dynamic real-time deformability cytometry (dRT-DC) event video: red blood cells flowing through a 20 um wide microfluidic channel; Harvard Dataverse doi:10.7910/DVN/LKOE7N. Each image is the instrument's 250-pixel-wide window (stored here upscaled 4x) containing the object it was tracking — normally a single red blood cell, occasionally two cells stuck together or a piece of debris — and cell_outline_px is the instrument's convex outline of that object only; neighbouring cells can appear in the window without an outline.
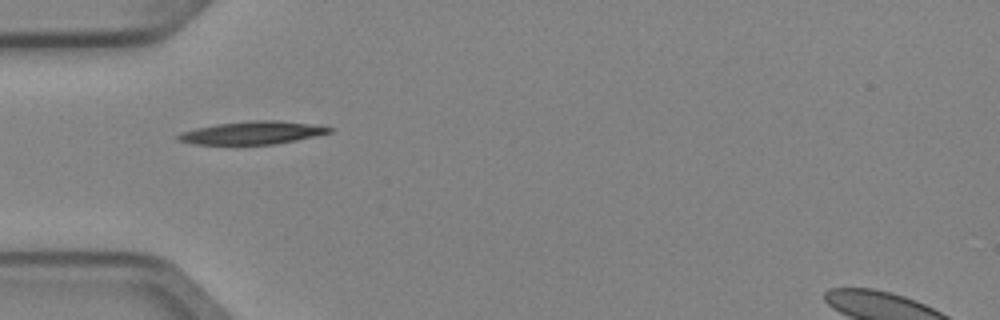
{"species": "Egyptian fruit bat (a non-hibernating species)", "species_latin": "Rousettus aegyptiacus", "temperature_condition": "cold", "stored_images_in_passage": 6, "segment_of_instrument_passage": [2, 2], "camera_frame_rate_fps": 3000, "um_per_image_px": 0.085, "animal": {"sex": "female"}, "frame": {"image": 1, "passage_image": 5, "time_ms": 1.333, "image_size_px": [1000, 320], "cell_outline_px": [[332, 132], [316, 136], [276, 144], [196, 144], [176, 140], [176, 136], [180, 132], [196, 128], [216, 124], [252, 120], [276, 120], [308, 124], [332, 128]], "centroid_in_image_um": [21.41, 11.29], "position_along_channel_um": 63.6, "area_um2": 20.0}}
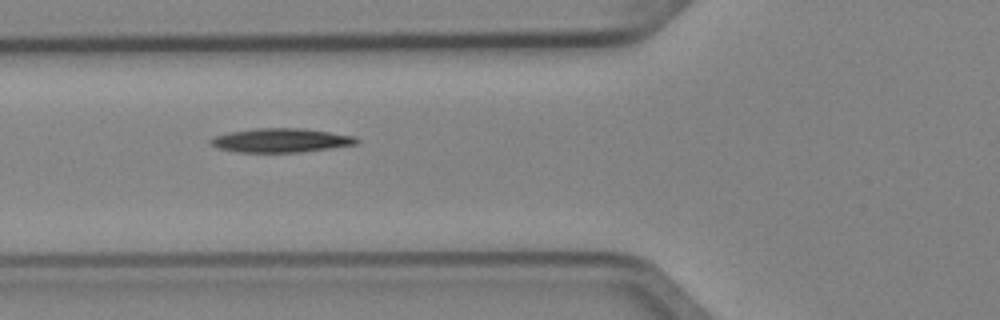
{"frame": {"image": 2, "passage_image": 6, "time_ms": 1.667, "image_size_px": [1000, 320], "cell_outline_px": [[360, 140], [356, 144], [300, 152], [236, 152], [216, 148], [208, 140], [216, 136], [228, 132], [256, 128], [300, 128], [356, 136]], "centroid_in_image_um": [23.84, 11.93], "position_along_channel_um": 102.0, "area_um2": 20.29}}